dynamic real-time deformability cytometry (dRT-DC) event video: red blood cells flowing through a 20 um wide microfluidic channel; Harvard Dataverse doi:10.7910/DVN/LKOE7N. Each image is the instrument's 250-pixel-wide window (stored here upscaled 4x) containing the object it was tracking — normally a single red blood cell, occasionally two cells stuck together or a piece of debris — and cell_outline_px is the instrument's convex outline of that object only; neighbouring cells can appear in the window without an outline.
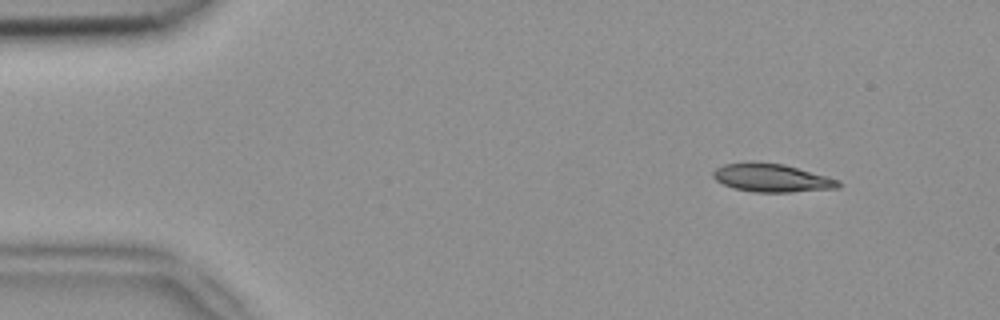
{"species": "common noctule bat (a hibernating species)", "species_latin": "Nyctalus noctula", "temperature_condition": "room temperature", "stored_images_in_passage": 6, "camera_frame_rate_fps": 3000, "um_per_image_px": 0.085, "animal": {"sex": "female", "body_mass_g": 18.4}, "frame": {"image": 1, "passage_image": 1, "time_ms": 0.0, "image_size_px": [1000, 320], "cell_outline_px": [[840, 188], [788, 192], [756, 192], [736, 188], [724, 184], [716, 180], [712, 176], [712, 172], [716, 168], [724, 164], [752, 160], [784, 164], [840, 180]], "centroid_in_image_um": [65.58, 15.09], "position_along_channel_um": 19.4, "area_um2": 20.69}}
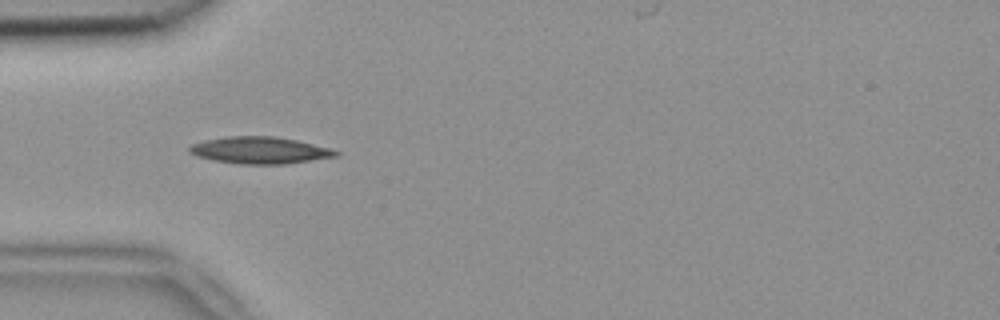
{"frame": {"image": 2, "passage_image": 4, "time_ms": 1.0, "image_size_px": [1000, 320], "cell_outline_px": [[340, 156], [284, 164], [240, 164], [212, 160], [196, 156], [188, 152], [188, 148], [192, 144], [204, 140], [228, 136], [276, 136], [296, 140], [332, 148], [340, 152]], "centroid_in_image_um": [22.1, 12.77], "position_along_channel_um": 62.9, "area_um2": 23.12}}